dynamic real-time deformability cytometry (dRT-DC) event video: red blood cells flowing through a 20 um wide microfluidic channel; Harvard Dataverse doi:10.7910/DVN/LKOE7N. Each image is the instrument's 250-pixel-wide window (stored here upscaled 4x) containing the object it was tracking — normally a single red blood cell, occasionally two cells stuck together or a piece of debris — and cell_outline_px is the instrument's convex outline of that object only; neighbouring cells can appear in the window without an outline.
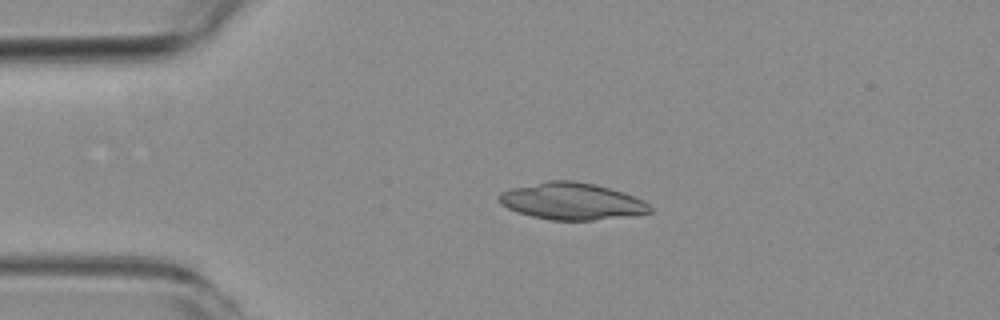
{"species": "common noctule bat (a hibernating species)", "species_latin": "Nyctalus noctula", "temperature_condition": "room temperature", "stored_images_in_passage": 4, "camera_frame_rate_fps": 3000, "um_per_image_px": 0.085, "animal": {"sex": "female", "body_mass_g": 19.3, "forearm_length_mm": 54.1}, "frame": {"image": 1, "passage_image": 3, "time_ms": 2.0, "image_size_px": [1000, 320], "cell_outline_px": [[652, 212], [624, 216], [592, 220], [552, 220], [532, 216], [508, 208], [500, 204], [496, 196], [500, 192], [512, 188], [548, 180], [572, 180], [596, 184], [624, 192], [648, 204], [652, 208]], "centroid_in_image_um": [48.56, 17.09], "position_along_channel_um": 36.4, "area_um2": 32.19}}